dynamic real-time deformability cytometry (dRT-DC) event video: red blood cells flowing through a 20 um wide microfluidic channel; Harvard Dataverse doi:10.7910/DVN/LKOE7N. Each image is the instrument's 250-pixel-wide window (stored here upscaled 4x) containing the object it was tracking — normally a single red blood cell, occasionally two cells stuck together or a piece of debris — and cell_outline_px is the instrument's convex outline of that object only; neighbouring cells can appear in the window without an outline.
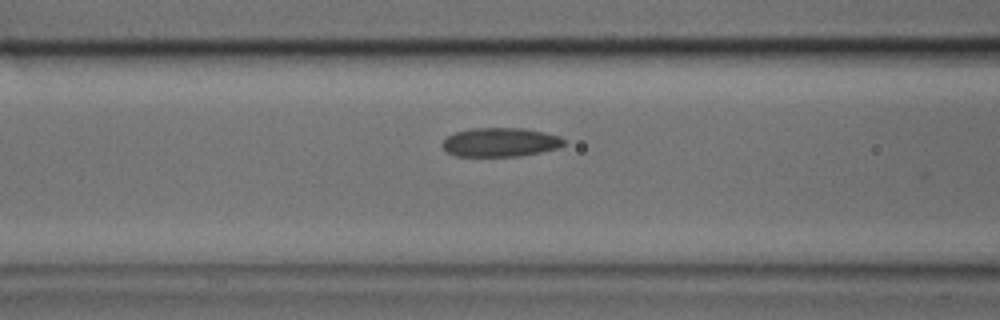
{"species": "common noctule bat (a hibernating species)", "species_latin": "Nyctalus noctula", "temperature_condition": "cold", "stored_images_in_passage": 10, "camera_frame_rate_fps": 3000, "um_per_image_px": 0.085, "animal": {"sex": "male", "body_mass_g": 17.9, "forearm_length_mm": 54.2}, "frame": {"image": 1, "passage_image": 6, "time_ms": 1.667, "image_size_px": [1000, 320], "cell_outline_px": [[564, 144], [560, 148], [520, 156], [456, 156], [448, 152], [440, 144], [448, 136], [456, 132], [472, 128], [524, 128], [544, 132], [560, 136], [564, 140]], "centroid_in_image_um": [42.54, 12.09], "position_along_channel_um": 124.1, "area_um2": 20.52}}